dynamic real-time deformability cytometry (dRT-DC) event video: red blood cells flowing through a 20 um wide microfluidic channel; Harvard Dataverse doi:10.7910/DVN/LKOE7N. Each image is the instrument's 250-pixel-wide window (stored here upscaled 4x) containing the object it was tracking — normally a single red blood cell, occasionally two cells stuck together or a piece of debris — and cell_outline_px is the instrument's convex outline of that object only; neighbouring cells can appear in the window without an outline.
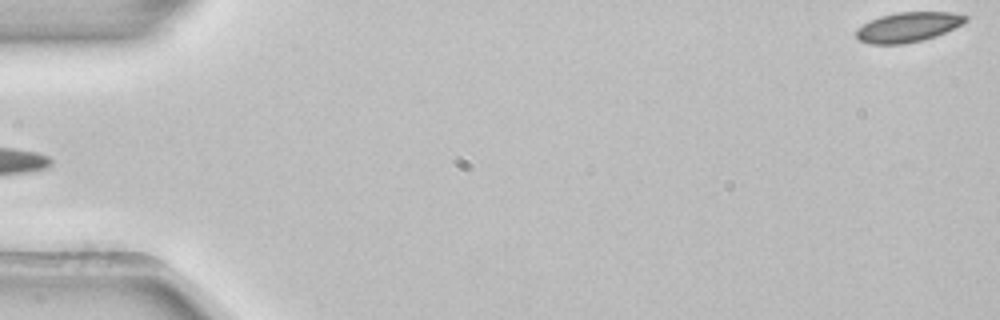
{"species": "common noctule bat (a hibernating species)", "species_latin": "Nyctalus noctula", "temperature_condition": "room temperature", "stored_images_in_passage": 4, "segment_of_instrument_passage": [2, 2], "camera_frame_rate_fps": 3000, "um_per_image_px": 0.085, "animal": {"sex": "female", "body_mass_g": 22.7, "forearm_length_mm": 54.2}, "frame": {"image": 1, "passage_image": 4, "time_ms": 1.0, "image_size_px": [1000, 320], "cell_outline_px": [[968, 20], [936, 36], [904, 44], [872, 44], [860, 40], [856, 36], [856, 28], [880, 16], [896, 12], [952, 12], [968, 16]], "centroid_in_image_um": [77.17, 2.29], "position_along_channel_um": 7.8, "area_um2": 18.73}}